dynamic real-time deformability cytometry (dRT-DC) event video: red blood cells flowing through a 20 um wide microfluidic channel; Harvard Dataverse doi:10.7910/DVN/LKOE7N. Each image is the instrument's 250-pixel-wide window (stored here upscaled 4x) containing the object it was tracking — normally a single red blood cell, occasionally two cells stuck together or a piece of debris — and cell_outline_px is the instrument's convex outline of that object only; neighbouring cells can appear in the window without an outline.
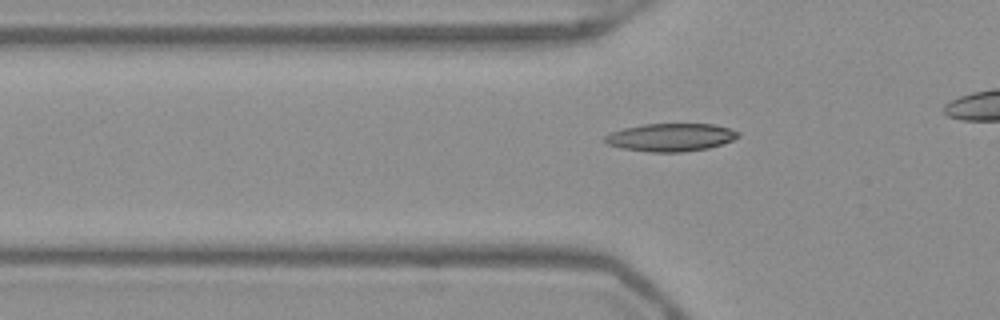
{"species": "Egyptian fruit bat (a non-hibernating species)", "species_latin": "Rousettus aegyptiacus", "temperature_condition": "warm", "stored_images_in_passage": 30, "camera_frame_rate_fps": 3000, "um_per_image_px": 0.085, "frame": {"image": 1, "passage_image": 3, "time_ms": 0.667, "image_size_px": [1000, 320], "cell_outline_px": [[740, 136], [732, 140], [708, 148], [684, 152], [648, 152], [620, 148], [608, 144], [600, 140], [604, 136], [612, 132], [624, 128], [644, 124], [716, 124], [740, 132]], "centroid_in_image_um": [56.98, 11.67], "position_along_channel_um": 68.8, "area_um2": 21.79}}
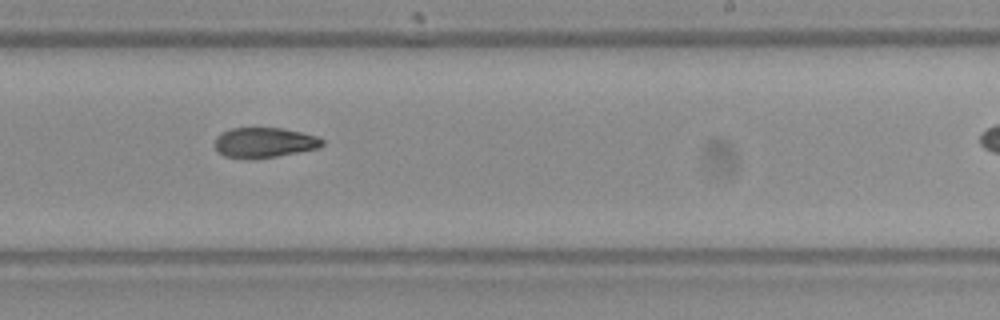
{"frame": {"image": 2, "passage_image": 18, "time_ms": 5.667, "image_size_px": [1000, 320], "cell_outline_px": [[324, 144], [320, 148], [276, 156], [248, 160], [224, 156], [216, 148], [216, 136], [232, 128], [280, 128], [320, 136], [324, 140]], "centroid_in_image_um": [22.51, 12.13], "position_along_channel_um": 266.5, "area_um2": 18.9}}
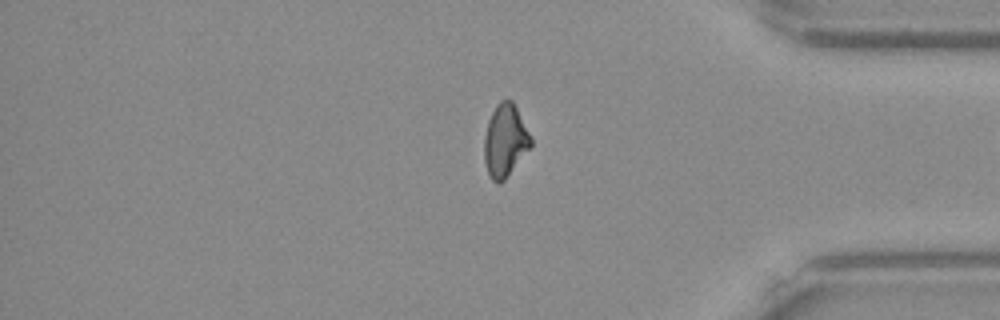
{"frame": {"image": 3, "passage_image": 29, "time_ms": 9.333, "image_size_px": [1000, 320], "cell_outline_px": [[532, 144], [504, 180], [500, 184], [496, 184], [492, 180], [488, 172], [484, 160], [484, 136], [488, 120], [496, 104], [500, 100], [512, 100], [532, 136]], "centroid_in_image_um": [42.92, 11.94], "position_along_channel_um": 392.3, "area_um2": 19.65}}